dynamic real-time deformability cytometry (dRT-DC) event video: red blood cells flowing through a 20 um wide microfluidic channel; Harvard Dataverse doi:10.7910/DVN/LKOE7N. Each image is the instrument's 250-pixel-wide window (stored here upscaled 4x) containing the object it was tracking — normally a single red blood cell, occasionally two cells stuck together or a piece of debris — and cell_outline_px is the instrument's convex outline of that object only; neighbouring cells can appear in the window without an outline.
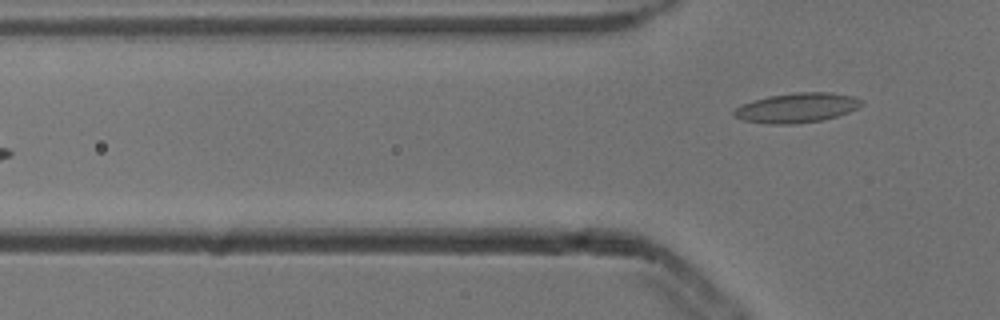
{"species": "common noctule bat (a hibernating species)", "species_latin": "Nyctalus noctula", "temperature_condition": "cold", "stored_images_in_passage": 6, "camera_frame_rate_fps": 3000, "um_per_image_px": 0.085, "animal": {"sex": "male", "body_mass_g": 13.3}, "frame": {"image": 1, "passage_image": 6, "time_ms": 1.667, "image_size_px": [1000, 320], "cell_outline_px": [[864, 104], [848, 112], [824, 120], [792, 124], [768, 124], [744, 120], [732, 116], [732, 112], [740, 104], [752, 100], [768, 96], [796, 92], [828, 92], [852, 96], [864, 100]], "centroid_in_image_um": [67.7, 9.16], "position_along_channel_um": 58.1, "area_um2": 22.2}}